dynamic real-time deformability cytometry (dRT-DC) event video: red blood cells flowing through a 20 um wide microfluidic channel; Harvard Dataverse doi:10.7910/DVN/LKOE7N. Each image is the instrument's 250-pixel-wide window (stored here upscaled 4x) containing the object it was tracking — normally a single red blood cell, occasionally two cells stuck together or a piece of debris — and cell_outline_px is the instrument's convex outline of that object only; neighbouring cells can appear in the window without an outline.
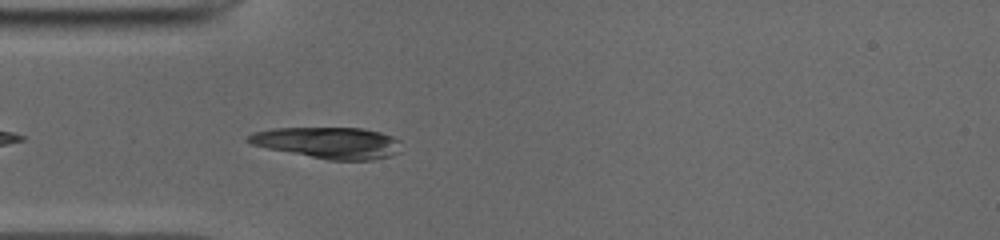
{"species": "common noctule bat (a hibernating species)", "species_latin": "Nyctalus noctula", "temperature_condition": "cold", "stored_images_in_passage": 37, "camera_frame_rate_fps": 3000, "um_per_image_px": 0.085, "animal": {"sex": "male", "body_mass_g": 19.0, "forearm_length_mm": 50.8}, "frame": {"image": 1, "passage_image": 3, "time_ms": 0.667, "image_size_px": [1000, 240], "cell_outline_px": [[400, 152], [388, 156], [372, 160], [328, 160], [268, 148], [252, 144], [244, 140], [252, 132], [272, 128], [360, 128], [380, 132], [392, 136], [400, 140]], "centroid_in_image_um": [27.91, 12.13], "position_along_channel_um": 57.1, "area_um2": 27.92}}
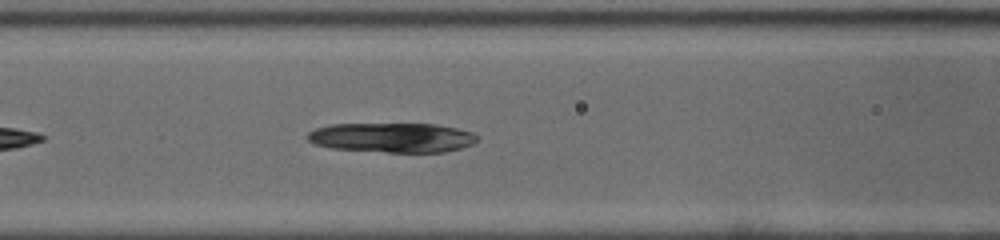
{"frame": {"image": 2, "passage_image": 9, "time_ms": 2.667, "image_size_px": [1000, 240], "cell_outline_px": [[476, 140], [472, 144], [460, 148], [444, 152], [388, 152], [332, 148], [316, 144], [308, 140], [308, 132], [316, 128], [332, 124], [436, 124], [456, 128], [472, 132], [476, 136]], "centroid_in_image_um": [33.33, 11.69], "position_along_channel_um": 133.3, "area_um2": 29.02}}
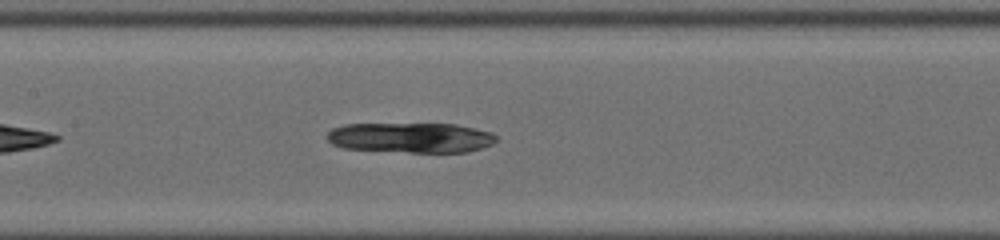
{"frame": {"image": 3, "passage_image": 12, "time_ms": 3.667, "image_size_px": [1000, 240], "cell_outline_px": [[496, 140], [492, 144], [468, 152], [408, 152], [344, 148], [332, 144], [328, 140], [328, 132], [332, 128], [344, 124], [456, 124], [492, 132], [496, 136]], "centroid_in_image_um": [34.92, 11.7], "position_along_channel_um": 172.5, "area_um2": 29.59}}